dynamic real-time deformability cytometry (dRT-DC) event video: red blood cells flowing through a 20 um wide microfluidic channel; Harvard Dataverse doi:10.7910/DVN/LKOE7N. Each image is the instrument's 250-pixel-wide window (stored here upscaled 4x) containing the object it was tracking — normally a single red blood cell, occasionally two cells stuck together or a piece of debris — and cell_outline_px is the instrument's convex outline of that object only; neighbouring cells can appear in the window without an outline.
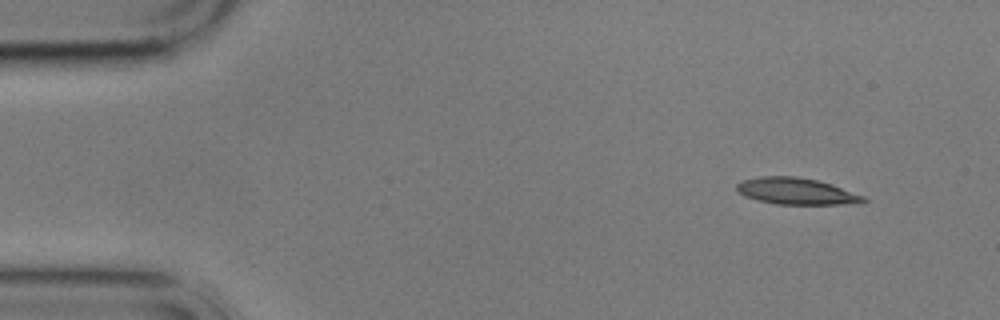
{"species": "common noctule bat (a hibernating species)", "species_latin": "Nyctalus noctula", "temperature_condition": "cold", "stored_images_in_passage": 10, "camera_frame_rate_fps": 3000, "um_per_image_px": 0.085, "animal": {"sex": "male", "body_mass_g": 17.9}, "frame": {"image": 1, "passage_image": 1, "time_ms": 0.0, "image_size_px": [1000, 320], "cell_outline_px": [[868, 200], [860, 204], [776, 204], [744, 196], [736, 192], [736, 184], [744, 180], [760, 176], [796, 176], [816, 180], [832, 184], [864, 196]], "centroid_in_image_um": [67.7, 16.25], "position_along_channel_um": 17.3, "area_um2": 19.65}}
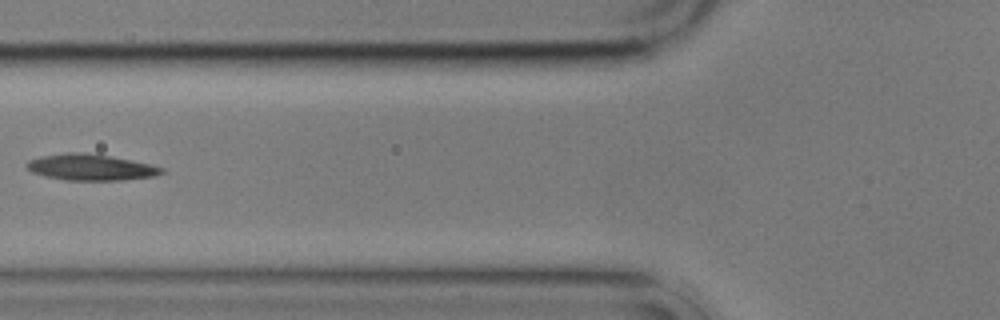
{"frame": {"image": 2, "passage_image": 5, "time_ms": 5.667, "image_size_px": [1000, 320], "cell_outline_px": [[164, 172], [152, 176], [124, 180], [64, 180], [44, 176], [32, 172], [24, 164], [28, 160], [40, 156], [64, 152], [84, 152], [108, 156], [148, 164], [164, 168]], "centroid_in_image_um": [7.63, 14.21], "position_along_channel_um": 118.2, "area_um2": 20.46}}
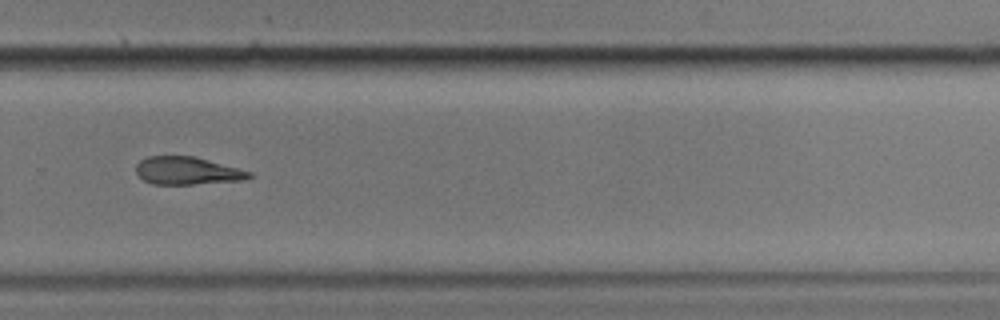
{"frame": {"image": 3, "passage_image": 10, "time_ms": 11.333, "image_size_px": [1000, 320], "cell_outline_px": [[256, 176], [240, 180], [192, 184], [152, 184], [144, 180], [136, 172], [136, 164], [140, 160], [148, 156], [196, 156], [252, 172]], "centroid_in_image_um": [15.92, 14.5], "position_along_channel_um": 313.9, "area_um2": 18.26}}